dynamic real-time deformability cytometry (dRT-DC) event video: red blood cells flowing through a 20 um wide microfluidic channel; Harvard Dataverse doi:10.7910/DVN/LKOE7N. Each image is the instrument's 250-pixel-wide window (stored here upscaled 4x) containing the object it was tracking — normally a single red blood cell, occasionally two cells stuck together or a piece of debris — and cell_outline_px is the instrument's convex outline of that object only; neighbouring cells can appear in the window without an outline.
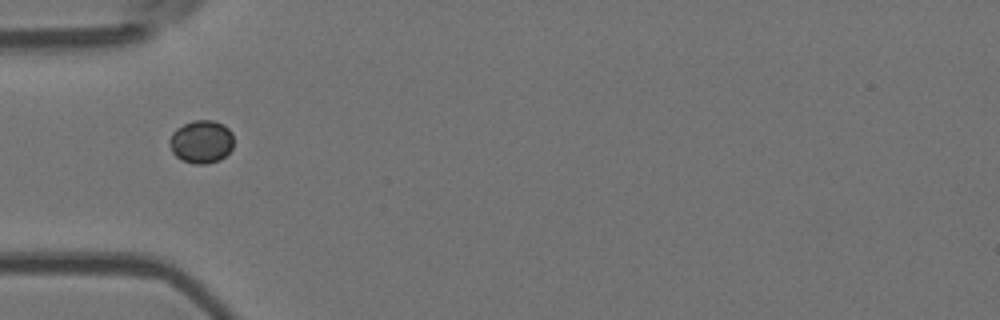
{"species": "Egyptian fruit bat (a non-hibernating species)", "species_latin": "Rousettus aegyptiacus", "temperature_condition": "room temperature", "stored_images_in_passage": 3, "camera_frame_rate_fps": 3000, "um_per_image_px": 0.085, "animal": {"sex": "female"}, "frame": {"image": 1, "passage_image": 1, "time_ms": 0.0, "image_size_px": [1000, 320], "cell_outline_px": [[232, 148], [220, 160], [204, 164], [196, 164], [184, 160], [176, 156], [172, 152], [168, 140], [172, 132], [176, 128], [192, 120], [212, 120], [224, 124], [232, 132]], "centroid_in_image_um": [17.1, 12.02], "position_along_channel_um": 67.9, "area_um2": 16.07}}
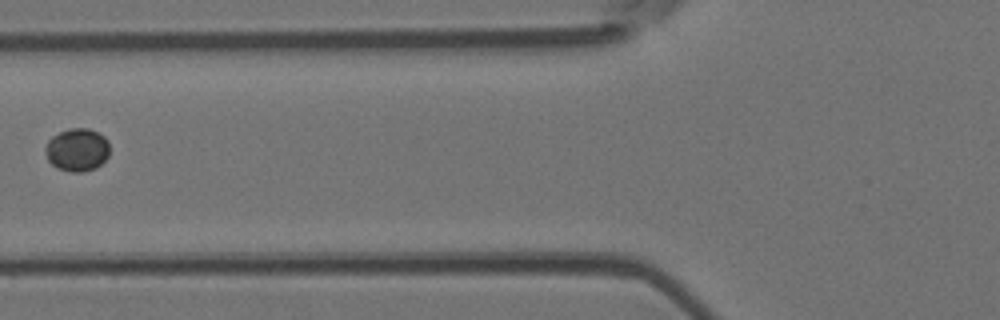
{"frame": {"image": 2, "passage_image": 2, "time_ms": 1.333, "image_size_px": [1000, 320], "cell_outline_px": [[108, 156], [96, 168], [84, 172], [72, 172], [60, 168], [52, 164], [48, 160], [44, 152], [44, 148], [48, 140], [52, 136], [68, 128], [88, 128], [104, 136], [108, 140]], "centroid_in_image_um": [6.54, 12.72], "position_along_channel_um": 119.3, "area_um2": 16.07}}
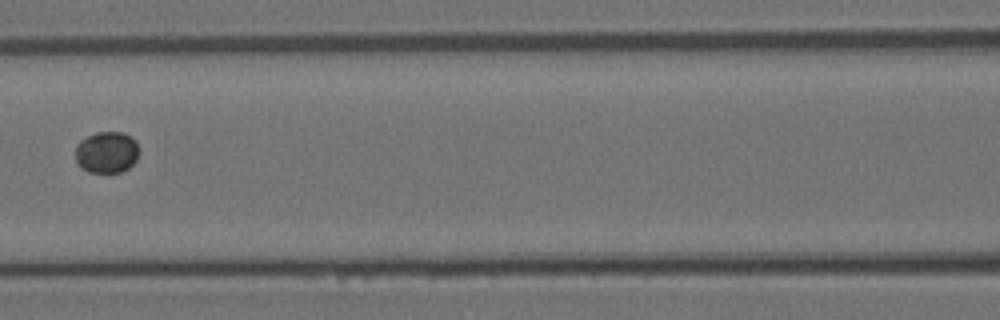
{"frame": {"image": 3, "passage_image": 3, "time_ms": 2.333, "image_size_px": [1000, 320], "cell_outline_px": [[140, 152], [136, 160], [128, 168], [120, 172], [88, 172], [76, 160], [76, 144], [80, 140], [96, 132], [124, 132], [132, 136], [136, 140], [140, 148]], "centroid_in_image_um": [9.12, 12.91], "position_along_channel_um": 157.5, "area_um2": 15.55}}